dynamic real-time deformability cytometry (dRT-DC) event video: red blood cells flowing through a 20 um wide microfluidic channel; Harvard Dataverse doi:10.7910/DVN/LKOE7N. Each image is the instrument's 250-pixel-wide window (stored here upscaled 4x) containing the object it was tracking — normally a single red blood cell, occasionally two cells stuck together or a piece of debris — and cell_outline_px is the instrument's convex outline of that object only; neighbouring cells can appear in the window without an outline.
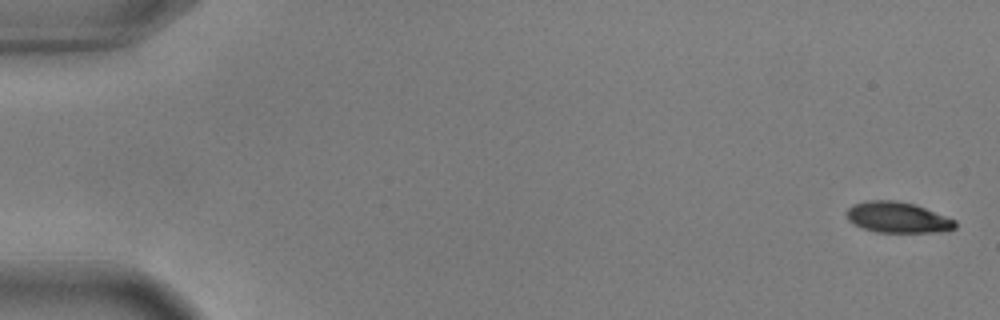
{"species": "common noctule bat (a hibernating species)", "species_latin": "Nyctalus noctula", "temperature_condition": "warm", "stored_images_in_passage": 6, "camera_frame_rate_fps": 3000, "um_per_image_px": 0.085, "animal": {"sex": "male", "body_mass_g": 17.9, "forearm_length_mm": 54.2}, "frame": {"image": 1, "passage_image": 1, "time_ms": 0.0, "image_size_px": [1000, 320], "cell_outline_px": [[956, 228], [940, 232], [876, 232], [864, 228], [848, 220], [844, 212], [852, 204], [868, 200], [896, 200], [916, 204], [956, 220]], "centroid_in_image_um": [76.29, 18.47], "position_along_channel_um": 8.7, "area_um2": 19.65}}